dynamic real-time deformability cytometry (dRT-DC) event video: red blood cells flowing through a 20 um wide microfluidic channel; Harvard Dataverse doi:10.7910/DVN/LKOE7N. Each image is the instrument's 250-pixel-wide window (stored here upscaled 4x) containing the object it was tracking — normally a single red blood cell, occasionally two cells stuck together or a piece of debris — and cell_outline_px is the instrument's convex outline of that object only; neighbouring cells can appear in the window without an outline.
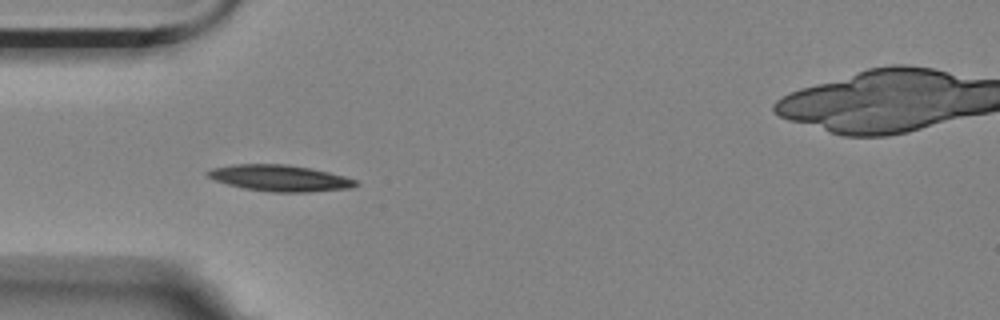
{"species": "Egyptian fruit bat (a non-hibernating species)", "species_latin": "Rousettus aegyptiacus", "temperature_condition": "room temperature", "stored_images_in_passage": 5, "camera_frame_rate_fps": 3000, "um_per_image_px": 0.085, "animal": {"sex": "female"}, "frame": {"image": 1, "passage_image": 4, "time_ms": 1.0, "image_size_px": [1000, 320], "cell_outline_px": [[360, 184], [352, 188], [308, 192], [272, 192], [244, 188], [228, 184], [204, 176], [204, 172], [212, 168], [232, 164], [288, 164], [328, 172], [344, 176], [356, 180]], "centroid_in_image_um": [23.76, 15.13], "position_along_channel_um": 61.2, "area_um2": 22.72}}
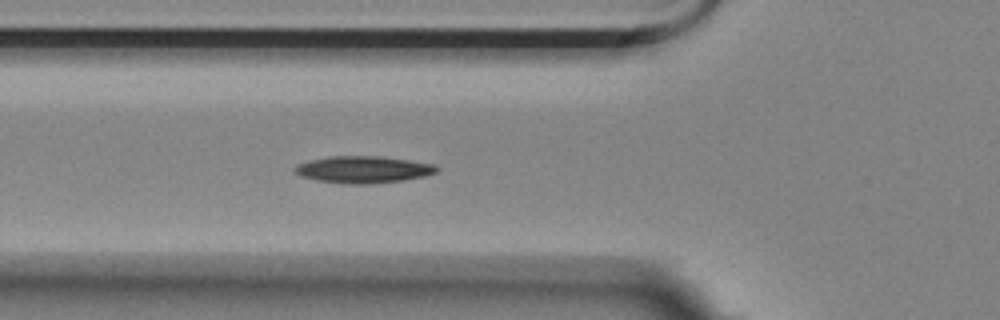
{"frame": {"image": 2, "passage_image": 5, "time_ms": 1.333, "image_size_px": [1000, 320], "cell_outline_px": [[440, 168], [436, 172], [424, 176], [404, 180], [376, 184], [348, 184], [316, 180], [300, 176], [292, 168], [300, 164], [312, 160], [328, 156], [380, 156], [436, 164]], "centroid_in_image_um": [30.91, 14.41], "position_along_channel_um": 94.9, "area_um2": 22.31}}